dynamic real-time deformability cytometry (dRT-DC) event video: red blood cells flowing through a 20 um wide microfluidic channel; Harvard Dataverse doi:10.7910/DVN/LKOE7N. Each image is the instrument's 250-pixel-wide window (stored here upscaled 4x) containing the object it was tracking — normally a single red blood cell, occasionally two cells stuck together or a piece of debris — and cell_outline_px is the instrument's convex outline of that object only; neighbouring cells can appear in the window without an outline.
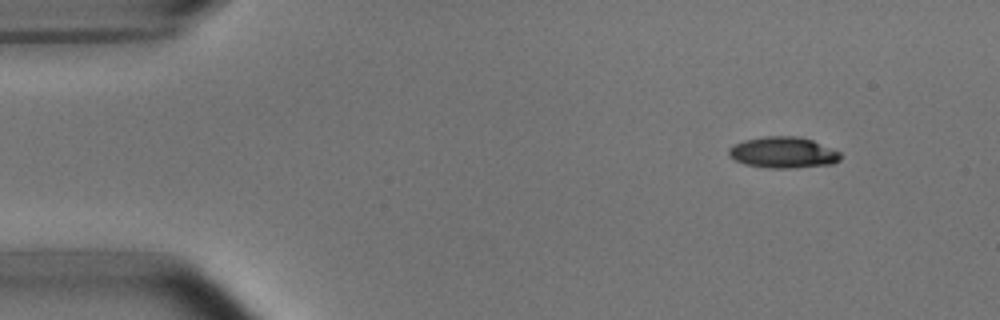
{"species": "common noctule bat (a hibernating species)", "species_latin": "Nyctalus noctula", "temperature_condition": "room temperature", "stored_images_in_passage": 48, "camera_frame_rate_fps": 3000, "um_per_image_px": 0.085, "animal": {"sex": "male", "body_mass_g": 15.6}, "frame": {"image": 1, "passage_image": 1, "time_ms": 0.0, "image_size_px": [1000, 320], "cell_outline_px": [[840, 160], [832, 164], [796, 168], [768, 168], [744, 164], [728, 156], [728, 148], [744, 140], [764, 136], [796, 136], [812, 140], [840, 152]], "centroid_in_image_um": [66.55, 12.97], "position_along_channel_um": 18.4, "area_um2": 20.29}}
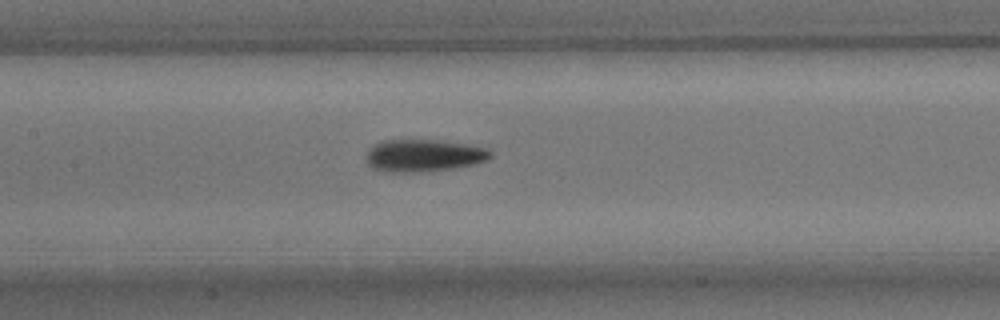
{"frame": {"image": 2, "passage_image": 20, "time_ms": 6.333, "image_size_px": [1000, 320], "cell_outline_px": [[492, 156], [484, 160], [472, 164], [452, 168], [428, 172], [388, 172], [372, 168], [368, 164], [368, 152], [376, 144], [384, 140], [436, 140], [464, 144], [484, 148], [492, 152]], "centroid_in_image_um": [36.0, 13.23], "position_along_channel_um": 171.4, "area_um2": 22.95}}
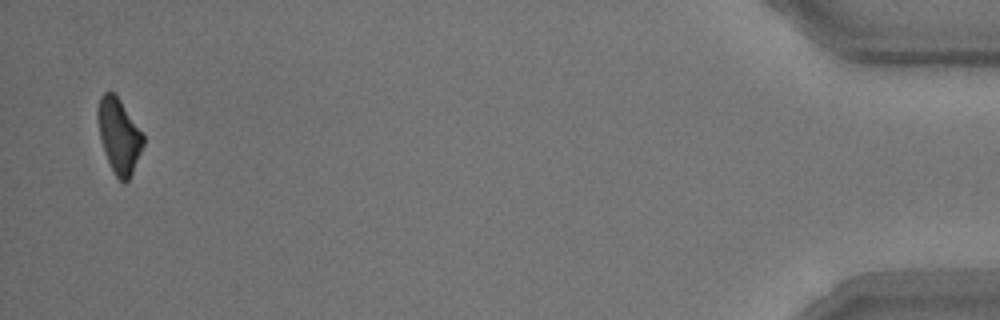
{"frame": {"image": 3, "passage_image": 47, "time_ms": 15.333, "image_size_px": [1000, 320], "cell_outline_px": [[144, 144], [132, 172], [128, 180], [124, 184], [116, 176], [108, 160], [100, 136], [96, 116], [96, 112], [100, 96], [104, 92], [112, 92], [120, 100], [144, 136]], "centroid_in_image_um": [10.1, 11.52], "position_along_channel_um": 425.1, "area_um2": 19.31}, "authors_computed_cell_mechanics": {"area_um2": 21.1548, "velocity_mm_per_s": 3.7767, "shape_relaxation_time_tau1_ms": 2.7859, "shape_relaxation_time_tau2_ms": 4.1381, "deformation_change_tau1": 0.1455, "deformation_change_tau2": 0.132}}